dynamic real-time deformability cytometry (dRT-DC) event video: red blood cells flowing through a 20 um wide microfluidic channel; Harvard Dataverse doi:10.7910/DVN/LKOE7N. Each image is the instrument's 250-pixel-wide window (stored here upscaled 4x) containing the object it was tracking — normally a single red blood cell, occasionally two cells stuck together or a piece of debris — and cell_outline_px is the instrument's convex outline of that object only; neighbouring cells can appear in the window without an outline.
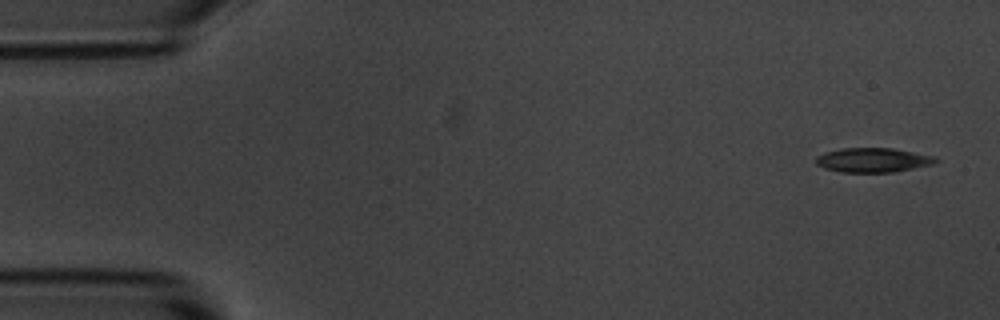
{"species": "common noctule bat (a hibernating species)", "species_latin": "Nyctalus noctula", "temperature_condition": "room temperature", "stored_images_in_passage": 10, "camera_frame_rate_fps": 3000, "um_per_image_px": 0.085, "animal": {"sex": "male", "body_mass_g": 20.1, "forearm_length_mm": 53.5}, "frame": {"image": 1, "passage_image": 1, "time_ms": 0.0, "image_size_px": [1000, 320], "cell_outline_px": [[940, 160], [932, 164], [892, 172], [840, 172], [824, 168], [816, 164], [816, 156], [824, 152], [840, 148], [892, 148], [936, 156]], "centroid_in_image_um": [74.18, 13.6], "position_along_channel_um": 10.8, "area_um2": 17.05}}
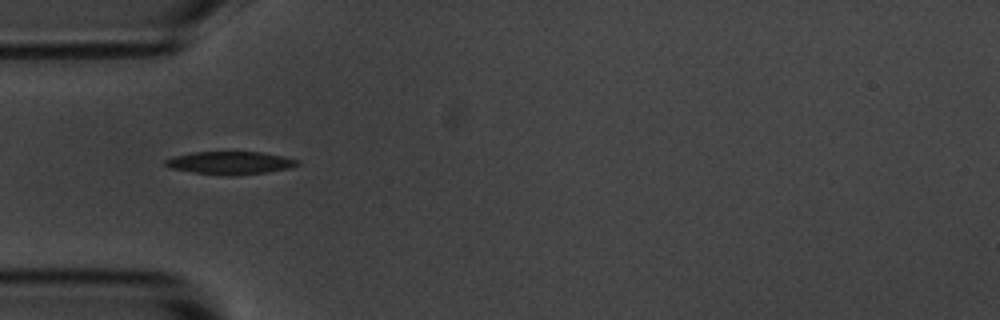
{"frame": {"image": 2, "passage_image": 5, "time_ms": 4.667, "image_size_px": [1000, 320], "cell_outline_px": [[300, 164], [288, 168], [264, 172], [232, 176], [228, 176], [192, 172], [172, 168], [164, 164], [164, 160], [172, 156], [192, 152], [260, 152], [300, 160]], "centroid_in_image_um": [19.52, 13.84], "position_along_channel_um": 65.5, "area_um2": 17.46}}
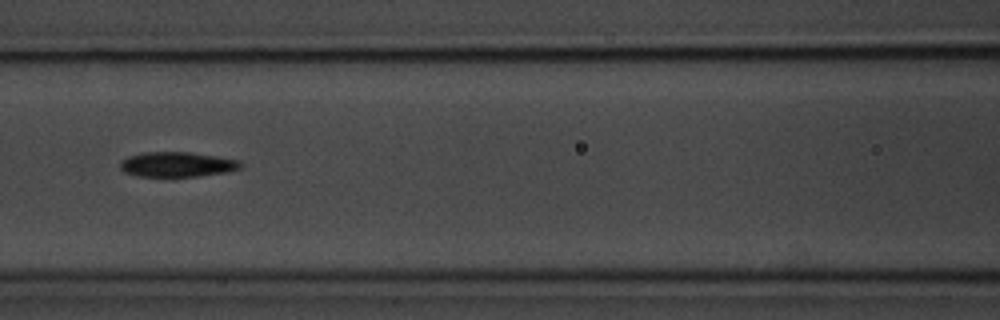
{"frame": {"image": 3, "passage_image": 7, "time_ms": 7.0, "image_size_px": [1000, 320], "cell_outline_px": [[244, 164], [240, 168], [228, 172], [200, 176], [136, 176], [124, 172], [120, 168], [120, 160], [128, 156], [144, 152], [192, 152], [240, 160]], "centroid_in_image_um": [15.07, 13.97], "position_along_channel_um": 151.5, "area_um2": 17.69}}